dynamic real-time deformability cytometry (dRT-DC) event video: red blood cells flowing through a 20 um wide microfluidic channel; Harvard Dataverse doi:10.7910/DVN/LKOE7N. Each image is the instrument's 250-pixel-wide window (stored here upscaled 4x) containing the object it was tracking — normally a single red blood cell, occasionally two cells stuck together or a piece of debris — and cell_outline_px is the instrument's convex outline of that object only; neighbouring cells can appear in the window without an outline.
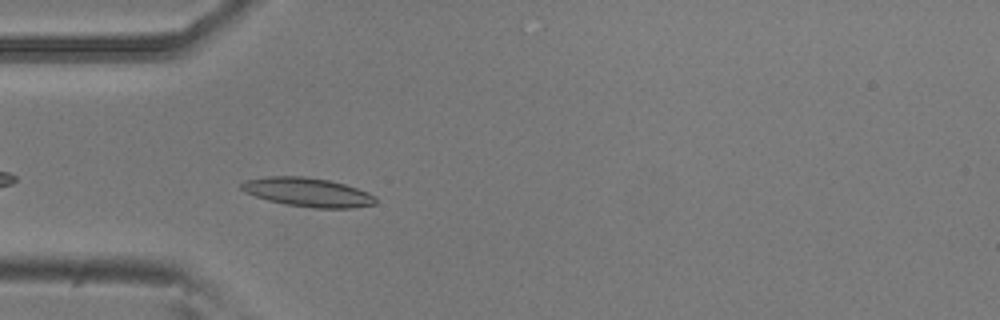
{"species": "common noctule bat (a hibernating species)", "species_latin": "Nyctalus noctula", "temperature_condition": "room temperature", "stored_images_in_passage": 34, "camera_frame_rate_fps": 3000, "um_per_image_px": 0.085, "animal": {"sex": "male", "body_mass_g": 20.5, "forearm_length_mm": 52.5}, "frame": {"image": 1, "passage_image": 3, "time_ms": 0.667, "image_size_px": [1000, 320], "cell_outline_px": [[376, 204], [352, 208], [316, 208], [284, 204], [268, 200], [244, 192], [240, 188], [240, 184], [244, 180], [268, 176], [304, 176], [328, 180], [344, 184], [368, 192], [376, 196]], "centroid_in_image_um": [26.15, 16.34], "position_along_channel_um": 58.9, "area_um2": 22.66}}
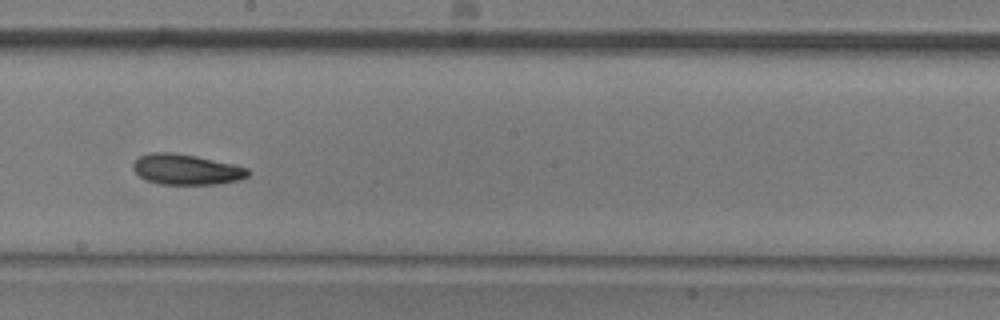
{"frame": {"image": 2, "passage_image": 17, "time_ms": 5.333, "image_size_px": [1000, 320], "cell_outline_px": [[248, 176], [240, 180], [216, 184], [160, 184], [144, 180], [132, 168], [132, 164], [140, 156], [148, 152], [172, 152], [196, 156], [236, 164], [248, 168]], "centroid_in_image_um": [15.83, 14.4], "position_along_channel_um": 232.4, "area_um2": 20.58}}
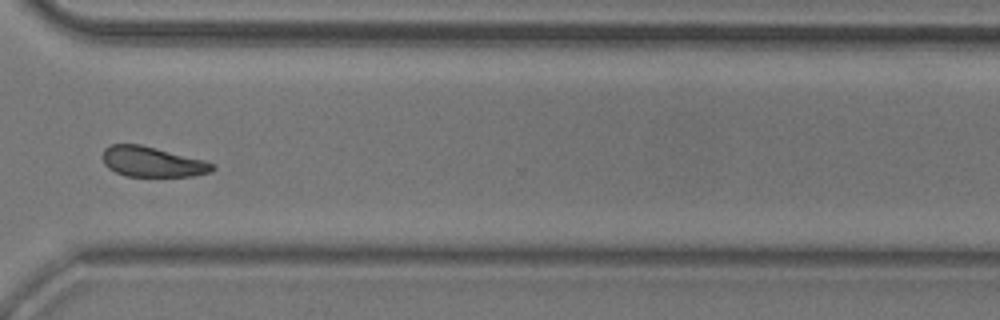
{"frame": {"image": 3, "passage_image": 27, "time_ms": 8.667, "image_size_px": [1000, 320], "cell_outline_px": [[216, 168], [212, 172], [192, 176], [128, 176], [116, 172], [108, 168], [104, 164], [104, 148], [112, 144], [140, 144], [204, 160], [212, 164]], "centroid_in_image_um": [12.95, 13.76], "position_along_channel_um": 357.6, "area_um2": 19.13}, "authors_computed_cell_mechanics": {"area_um2": 19.9988, "velocity_mm_per_s": 3.7635, "shape_relaxation_time_tau1_ms": 4.4411, "shape_relaxation_time_tau2_ms": 10.7851, "deformation_change_tau1": 0.1268, "deformation_change_tau2": 0.1728}}